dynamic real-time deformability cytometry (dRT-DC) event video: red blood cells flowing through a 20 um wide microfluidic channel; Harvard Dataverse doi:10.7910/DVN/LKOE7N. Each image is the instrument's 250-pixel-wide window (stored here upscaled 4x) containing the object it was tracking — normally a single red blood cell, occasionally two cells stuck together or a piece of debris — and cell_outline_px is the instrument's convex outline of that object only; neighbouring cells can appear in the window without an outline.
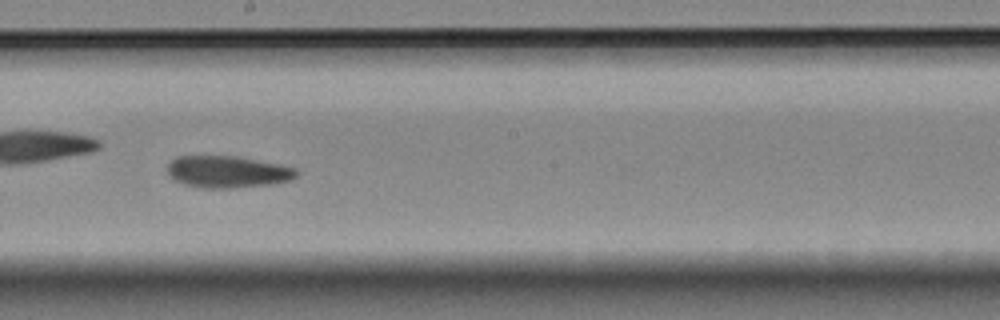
{"species": "Egyptian fruit bat (a non-hibernating species)", "species_latin": "Rousettus aegyptiacus", "temperature_condition": "room temperature", "stored_images_in_passage": 54, "camera_frame_rate_fps": 3000, "um_per_image_px": 0.085, "animal": {"sex": "female"}, "frame": {"image": 1, "passage_image": 31, "time_ms": 10.0, "image_size_px": [1000, 320], "cell_outline_px": [[300, 172], [292, 180], [272, 184], [236, 188], [200, 188], [184, 184], [168, 176], [168, 164], [176, 156], [236, 156], [280, 164], [296, 168]], "centroid_in_image_um": [19.37, 14.61], "position_along_channel_um": 228.8, "area_um2": 24.22}}
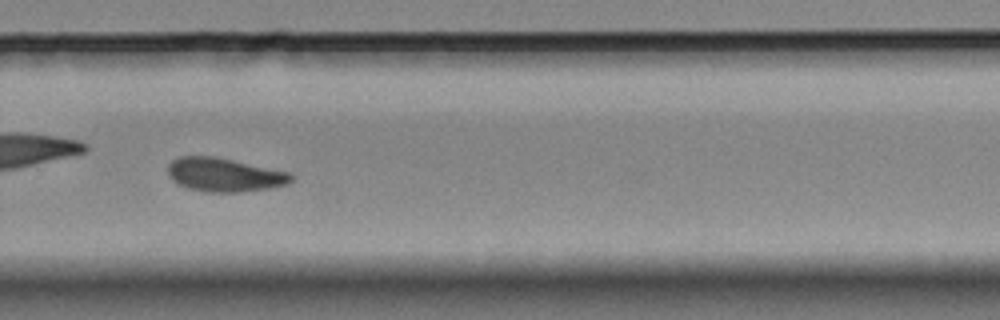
{"frame": {"image": 2, "passage_image": 38, "time_ms": 12.333, "image_size_px": [1000, 320], "cell_outline_px": [[292, 180], [288, 184], [272, 188], [244, 192], [204, 192], [188, 188], [176, 184], [168, 176], [168, 164], [172, 160], [180, 156], [216, 156], [292, 172]], "centroid_in_image_um": [19.08, 14.86], "position_along_channel_um": 310.7, "area_um2": 24.74}}